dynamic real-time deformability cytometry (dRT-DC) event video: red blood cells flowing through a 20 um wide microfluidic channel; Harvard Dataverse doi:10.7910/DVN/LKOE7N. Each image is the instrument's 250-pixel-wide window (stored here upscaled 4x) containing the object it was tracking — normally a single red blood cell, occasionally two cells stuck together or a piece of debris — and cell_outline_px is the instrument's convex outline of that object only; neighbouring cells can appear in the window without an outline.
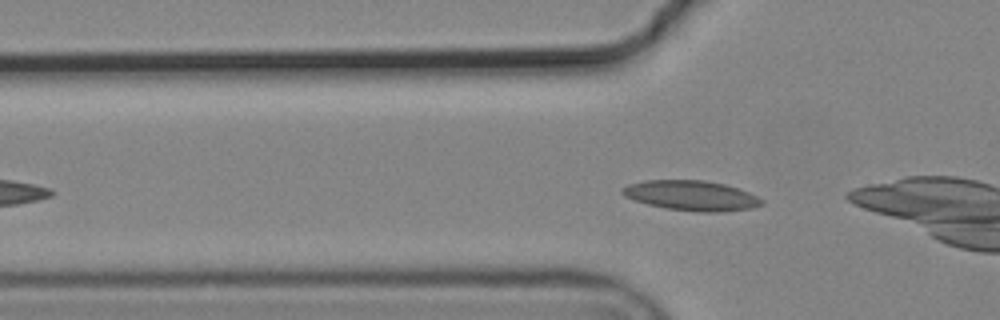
{"species": "common noctule bat (a hibernating species)", "species_latin": "Nyctalus noctula", "temperature_condition": "cold", "stored_images_in_passage": 8, "camera_frame_rate_fps": 3000, "um_per_image_px": 0.085, "animal": {"sex": "male", "body_mass_g": 19.2, "forearm_length_mm": 51.8}, "frame": {"image": 1, "passage_image": 4, "time_ms": 1.0, "image_size_px": [1000, 320], "cell_outline_px": [[764, 204], [752, 208], [720, 212], [700, 212], [664, 208], [648, 204], [624, 196], [620, 192], [620, 188], [628, 184], [644, 180], [704, 180], [724, 184], [748, 192], [764, 200]], "centroid_in_image_um": [58.75, 16.62], "position_along_channel_um": 67.1, "area_um2": 24.39}}
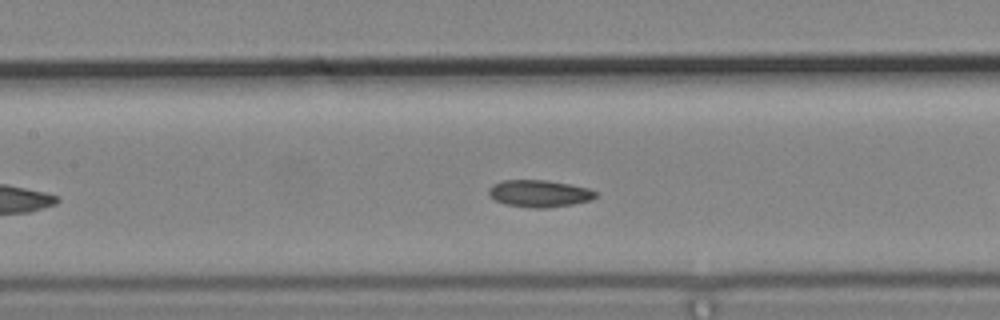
{"frame": {"image": 2, "passage_image": 8, "time_ms": 2.333, "image_size_px": [1000, 320], "cell_outline_px": [[596, 196], [592, 200], [572, 204], [544, 208], [532, 208], [504, 204], [496, 200], [488, 192], [488, 188], [492, 184], [504, 180], [548, 180], [588, 188], [596, 192]], "centroid_in_image_um": [45.83, 16.44], "position_along_channel_um": 161.6, "area_um2": 16.76}}